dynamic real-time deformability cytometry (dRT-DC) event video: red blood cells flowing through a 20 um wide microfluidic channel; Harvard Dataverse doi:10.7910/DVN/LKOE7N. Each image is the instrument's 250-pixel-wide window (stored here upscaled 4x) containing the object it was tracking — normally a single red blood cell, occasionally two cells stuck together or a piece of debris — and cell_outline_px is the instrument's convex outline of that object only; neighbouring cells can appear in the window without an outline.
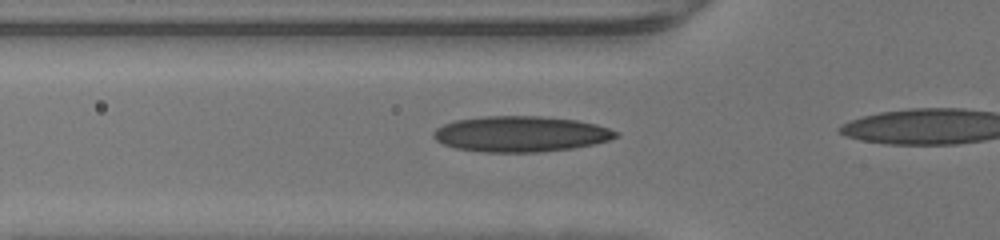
{"species": "human", "species_latin": "Homo sapiens", "temperature_condition": "warm", "stored_images_in_passage": 9, "camera_frame_rate_fps": 3000, "um_per_image_px": 0.085, "donor": {"sex": "male"}, "frame": {"image": 1, "passage_image": 7, "time_ms": 2.0, "image_size_px": [1000, 240], "cell_outline_px": [[620, 136], [608, 140], [592, 144], [572, 148], [540, 152], [484, 152], [456, 148], [444, 144], [436, 140], [432, 136], [432, 132], [436, 128], [444, 124], [456, 120], [484, 116], [540, 116], [576, 120], [596, 124], [620, 132]], "centroid_in_image_um": [44.26, 11.38], "position_along_channel_um": 81.5, "area_um2": 37.92}}